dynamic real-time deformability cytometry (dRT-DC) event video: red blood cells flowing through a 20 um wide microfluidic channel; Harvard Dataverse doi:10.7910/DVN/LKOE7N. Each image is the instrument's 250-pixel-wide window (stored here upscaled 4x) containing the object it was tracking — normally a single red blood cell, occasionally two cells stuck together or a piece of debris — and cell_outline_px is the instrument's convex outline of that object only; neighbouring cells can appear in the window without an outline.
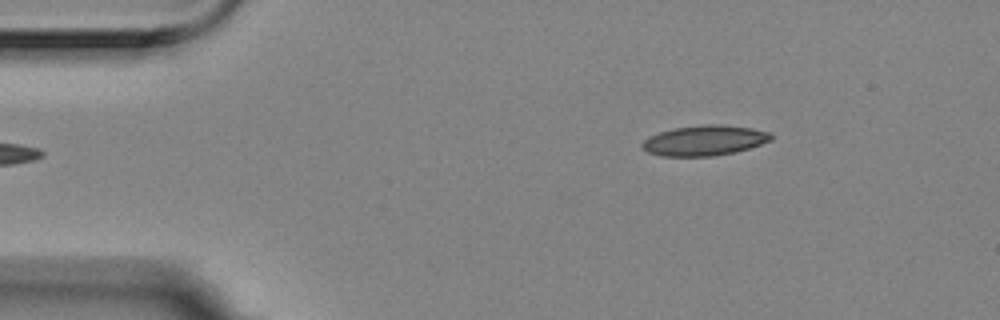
{"species": "Egyptian fruit bat (a non-hibernating species)", "species_latin": "Rousettus aegyptiacus", "temperature_condition": "room temperature", "stored_images_in_passage": 48, "camera_frame_rate_fps": 3000, "um_per_image_px": 0.085, "animal": {"sex": "female"}, "frame": {"image": 1, "passage_image": 1, "time_ms": 0.0, "image_size_px": [1000, 320], "cell_outline_px": [[772, 140], [736, 152], [712, 156], [660, 156], [648, 152], [640, 148], [640, 144], [648, 136], [660, 132], [676, 128], [708, 124], [752, 128], [768, 132], [772, 136]], "centroid_in_image_um": [59.83, 11.96], "position_along_channel_um": 25.2, "area_um2": 22.48}}
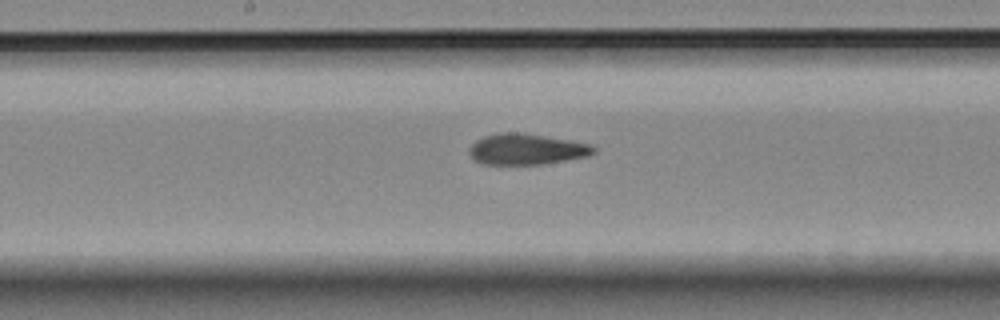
{"frame": {"image": 2, "passage_image": 21, "time_ms": 6.667, "image_size_px": [1000, 320], "cell_outline_px": [[596, 152], [588, 156], [544, 164], [480, 164], [472, 160], [468, 152], [468, 148], [476, 140], [484, 136], [500, 132], [520, 132], [592, 144], [596, 148]], "centroid_in_image_um": [44.72, 12.69], "position_along_channel_um": 203.5, "area_um2": 22.6}}
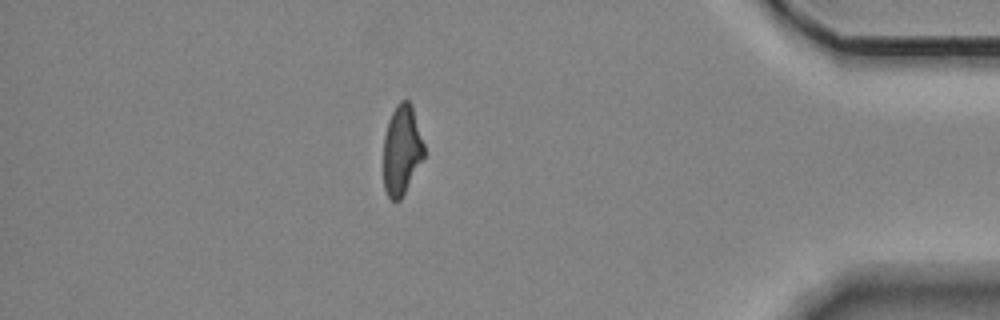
{"frame": {"image": 3, "passage_image": 41, "time_ms": 13.333, "image_size_px": [1000, 320], "cell_outline_px": [[424, 156], [400, 200], [392, 200], [388, 196], [384, 188], [384, 136], [388, 120], [396, 104], [400, 100], [408, 100], [412, 104], [424, 144]], "centroid_in_image_um": [34.14, 12.71], "position_along_channel_um": 401.1, "area_um2": 21.1}, "authors_computed_cell_mechanics": {"area_um2": 22.5131, "velocity_mm_per_s": 3.5594, "shape_relaxation_time_tau1_ms": null, "shape_relaxation_time_tau2_ms": 2.8179, "deformation_change_tau1": null, "deformation_change_tau2": 0.112}}